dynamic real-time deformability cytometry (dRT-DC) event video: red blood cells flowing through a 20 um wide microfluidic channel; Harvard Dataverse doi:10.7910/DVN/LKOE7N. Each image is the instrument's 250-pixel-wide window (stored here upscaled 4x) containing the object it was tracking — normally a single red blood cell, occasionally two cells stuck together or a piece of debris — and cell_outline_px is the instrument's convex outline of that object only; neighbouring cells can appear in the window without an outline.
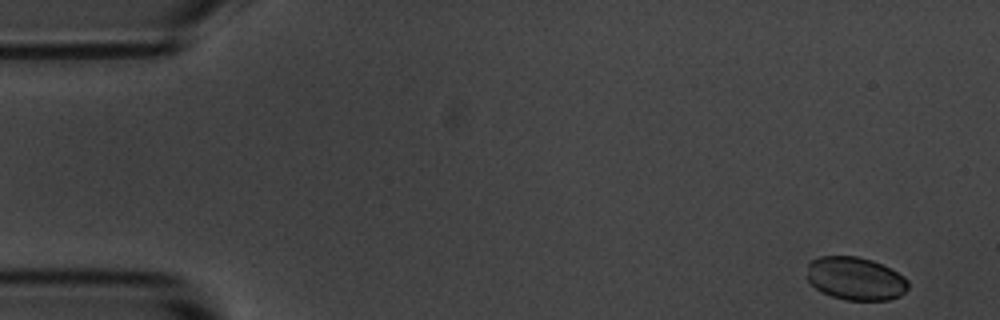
{"species": "common noctule bat (a hibernating species)", "species_latin": "Nyctalus noctula", "temperature_condition": "room temperature", "stored_images_in_passage": 9, "camera_frame_rate_fps": 3000, "um_per_image_px": 0.085, "animal": {"sex": "male", "body_mass_g": 20.1, "forearm_length_mm": 53.5}, "frame": {"image": 1, "passage_image": 1, "time_ms": 0.0, "image_size_px": [1000, 320], "cell_outline_px": [[908, 288], [900, 296], [888, 300], [844, 300], [820, 292], [808, 280], [808, 264], [812, 260], [820, 256], [856, 256], [872, 260], [904, 276], [908, 280]], "centroid_in_image_um": [72.71, 23.69], "position_along_channel_um": 12.3, "area_um2": 25.32}}
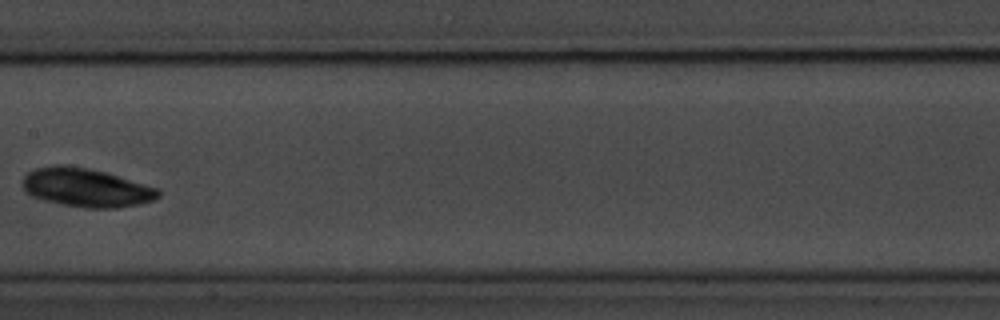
{"frame": {"image": 2, "passage_image": 8, "time_ms": 8.333, "image_size_px": [1000, 320], "cell_outline_px": [[160, 196], [152, 200], [140, 204], [116, 208], [84, 208], [60, 204], [44, 200], [32, 196], [24, 192], [24, 176], [28, 172], [36, 168], [52, 164], [68, 164], [88, 168], [104, 172], [160, 188]], "centroid_in_image_um": [7.32, 15.94], "position_along_channel_um": 200.1, "area_um2": 30.75}}
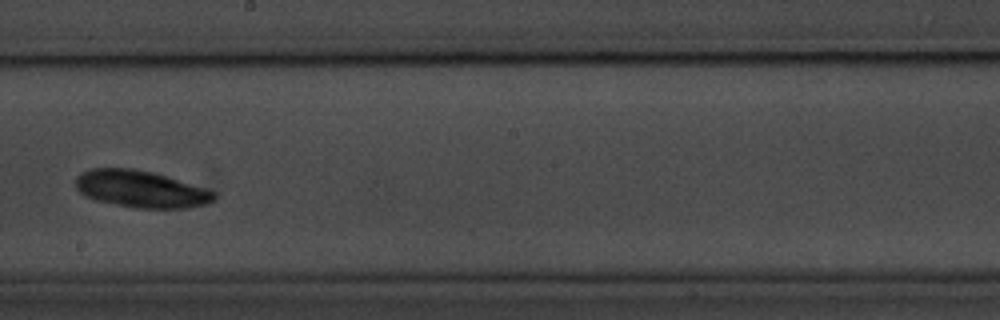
{"frame": {"image": 3, "passage_image": 9, "time_ms": 9.333, "image_size_px": [1000, 320], "cell_outline_px": [[216, 200], [208, 204], [188, 208], [136, 208], [96, 200], [84, 196], [76, 188], [76, 176], [80, 172], [92, 168], [132, 168], [152, 172], [168, 176], [216, 192]], "centroid_in_image_um": [11.98, 16.07], "position_along_channel_um": 236.2, "area_um2": 30.0}}